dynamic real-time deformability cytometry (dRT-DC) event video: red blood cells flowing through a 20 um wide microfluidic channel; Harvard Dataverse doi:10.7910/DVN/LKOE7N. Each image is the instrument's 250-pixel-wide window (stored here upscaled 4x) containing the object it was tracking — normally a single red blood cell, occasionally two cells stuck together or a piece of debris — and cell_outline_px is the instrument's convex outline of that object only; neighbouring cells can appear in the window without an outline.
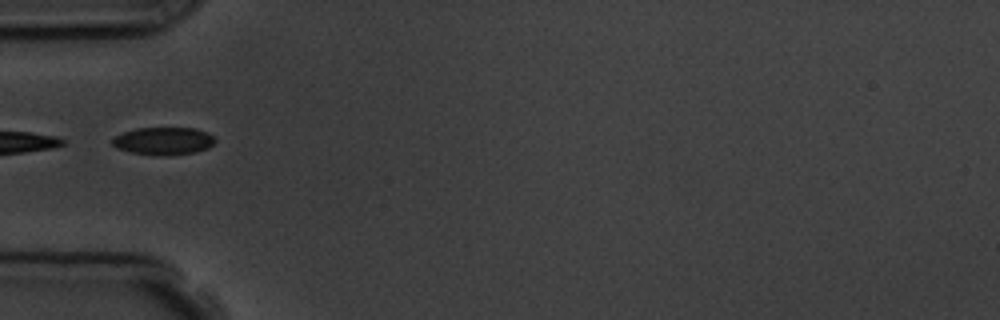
{"species": "common noctule bat (a hibernating species)", "species_latin": "Nyctalus noctula", "temperature_condition": "room temperature", "stored_images_in_passage": 11, "camera_frame_rate_fps": 3000, "um_per_image_px": 0.085, "animal": {"sex": "male", "body_mass_g": 19.5, "forearm_length_mm": 54.6}, "frame": {"image": 1, "passage_image": 1, "time_ms": 0.0, "image_size_px": [1000, 320], "cell_outline_px": [[216, 140], [208, 148], [196, 152], [168, 156], [156, 156], [132, 152], [116, 148], [112, 144], [112, 140], [116, 136], [124, 132], [136, 128], [196, 128], [212, 136]], "centroid_in_image_um": [13.89, 12.0], "position_along_channel_um": 71.1, "area_um2": 16.53}, "authors_computed_cell_mechanics": {"area_um2": 16.8198, "velocity_mm_per_s": 3.7534, "shape_relaxation_time_tau1_ms": 2.7001, "shape_relaxation_time_tau2_ms": 4.4965, "deformation_change_tau1": 0.0618, "deformation_change_tau2": 0.0589}}